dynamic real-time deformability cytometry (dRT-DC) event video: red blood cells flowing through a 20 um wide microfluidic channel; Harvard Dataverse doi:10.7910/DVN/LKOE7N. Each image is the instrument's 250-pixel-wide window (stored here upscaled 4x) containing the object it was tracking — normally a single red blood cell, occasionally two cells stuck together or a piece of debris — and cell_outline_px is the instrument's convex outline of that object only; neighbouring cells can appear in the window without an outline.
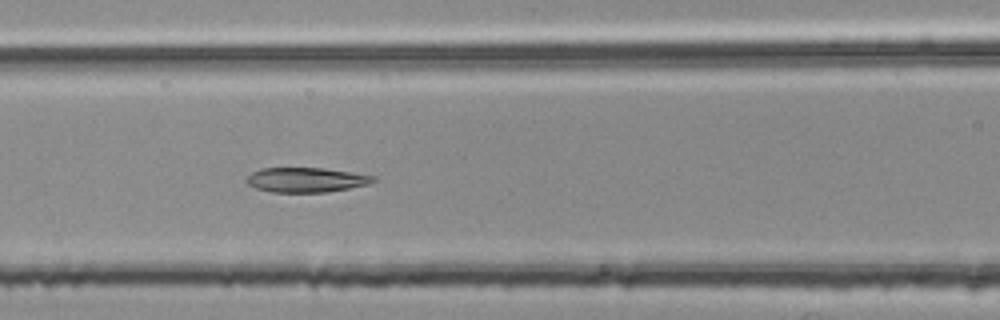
{"species": "common noctule bat (a hibernating species)", "species_latin": "Nyctalus noctula", "temperature_condition": "room temperature", "stored_images_in_passage": 52, "camera_frame_rate_fps": 3000, "um_per_image_px": 0.085, "animal": {"sex": "female", "body_mass_g": 25.1}, "frame": {"image": 1, "passage_image": 22, "time_ms": 7.0, "image_size_px": [1000, 320], "cell_outline_px": [[376, 180], [368, 184], [328, 192], [272, 192], [256, 188], [248, 184], [244, 180], [252, 172], [260, 168], [320, 168], [376, 176]], "centroid_in_image_um": [25.98, 15.29], "position_along_channel_um": 140.6, "area_um2": 18.09}}
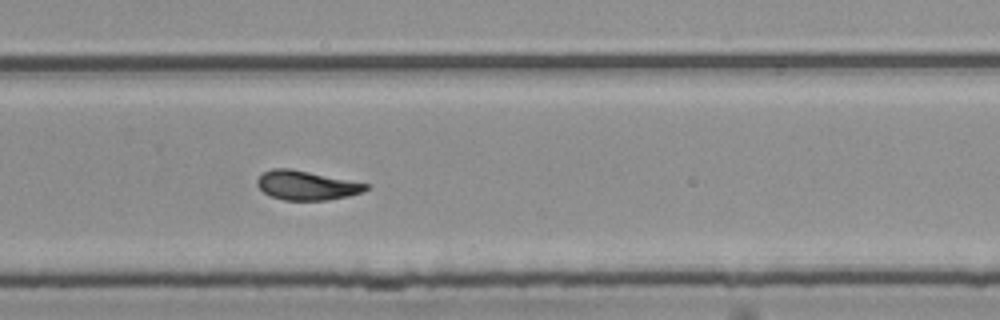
{"frame": {"image": 2, "passage_image": 35, "time_ms": 11.333, "image_size_px": [1000, 320], "cell_outline_px": [[368, 188], [360, 192], [348, 196], [328, 200], [284, 200], [272, 196], [264, 192], [256, 184], [256, 180], [264, 172], [272, 168], [288, 168], [368, 184]], "centroid_in_image_um": [26.01, 15.76], "position_along_channel_um": 303.8, "area_um2": 18.09}}
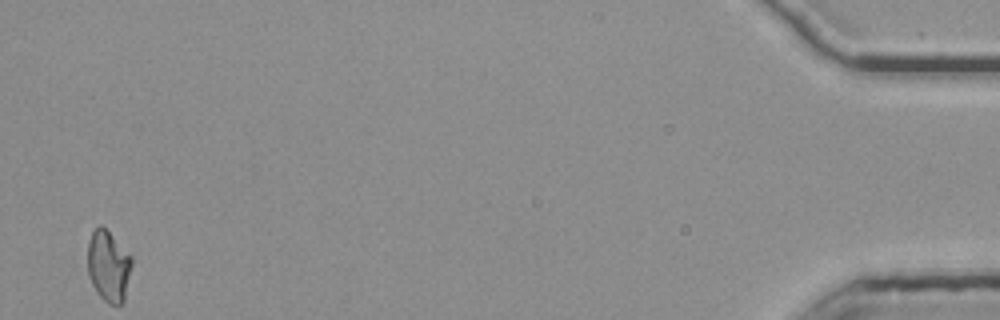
{"frame": {"image": 3, "passage_image": 52, "time_ms": 17.0, "image_size_px": [1000, 320], "cell_outline_px": [[132, 268], [124, 304], [108, 304], [96, 292], [88, 276], [88, 240], [92, 232], [100, 224], [132, 256]], "centroid_in_image_um": [9.24, 22.66], "position_along_channel_um": 426.0, "area_um2": 18.44}, "authors_computed_cell_mechanics": {"area_um2": 18.8717, "velocity_mm_per_s": 3.7792, "shape_relaxation_time_tau1_ms": null, "shape_relaxation_time_tau2_ms": 3.3257, "deformation_change_tau1": null, "deformation_change_tau2": 0.0822}}